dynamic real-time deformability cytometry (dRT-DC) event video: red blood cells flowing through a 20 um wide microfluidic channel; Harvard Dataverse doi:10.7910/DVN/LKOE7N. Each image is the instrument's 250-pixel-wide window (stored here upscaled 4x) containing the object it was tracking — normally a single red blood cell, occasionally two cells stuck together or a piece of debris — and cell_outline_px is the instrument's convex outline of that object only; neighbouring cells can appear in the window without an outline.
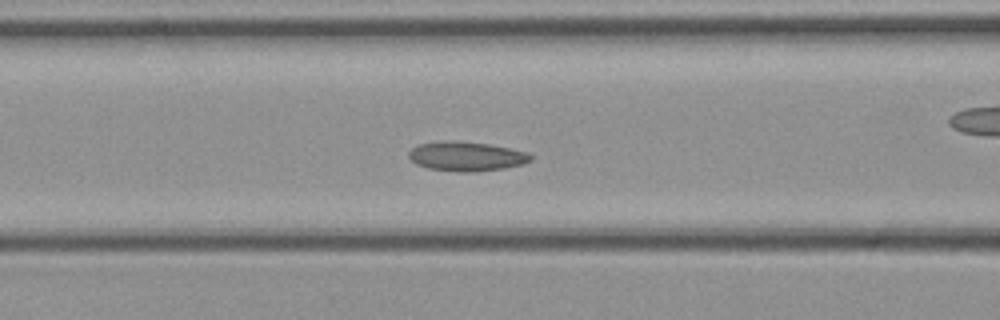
{"species": "common noctule bat (a hibernating species)", "species_latin": "Nyctalus noctula", "temperature_condition": "cold", "stored_images_in_passage": 37, "camera_frame_rate_fps": 3000, "um_per_image_px": 0.085, "animal": {"sex": "female", "body_mass_g": 21.9}, "frame": {"image": 1, "passage_image": 9, "time_ms": 2.667, "image_size_px": [1000, 320], "cell_outline_px": [[532, 160], [524, 164], [504, 168], [472, 172], [460, 172], [428, 168], [416, 164], [408, 156], [408, 152], [416, 144], [444, 140], [456, 140], [488, 144], [528, 152], [532, 156]], "centroid_in_image_um": [39.62, 13.28], "position_along_channel_um": 127.0, "area_um2": 21.04}}
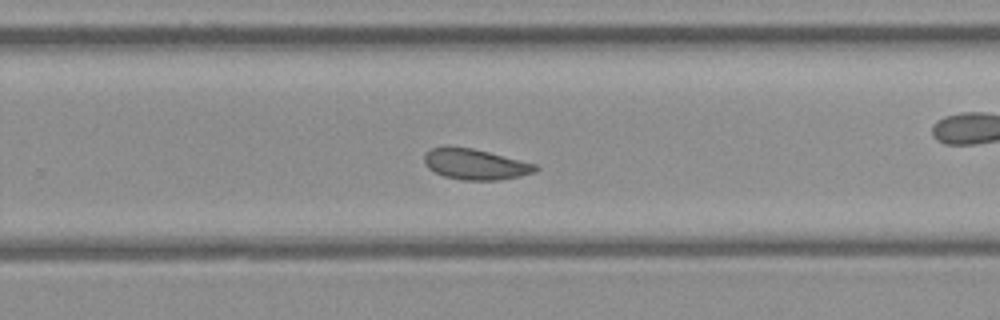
{"frame": {"image": 2, "passage_image": 20, "time_ms": 6.333, "image_size_px": [1000, 320], "cell_outline_px": [[540, 168], [536, 172], [520, 176], [500, 180], [464, 180], [444, 176], [428, 168], [424, 164], [424, 152], [432, 148], [444, 144], [448, 144], [472, 148], [536, 164]], "centroid_in_image_um": [40.36, 13.93], "position_along_channel_um": 289.4, "area_um2": 20.23}}
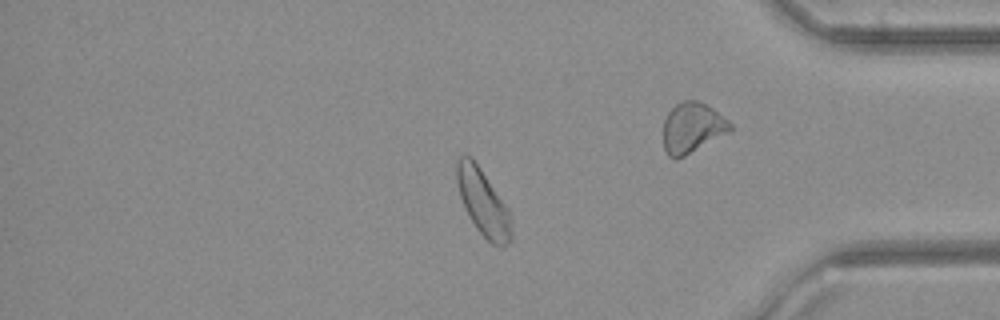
{"frame": {"image": 3, "passage_image": 29, "time_ms": 9.333, "image_size_px": [1000, 320], "cell_outline_px": [[512, 240], [508, 244], [500, 248], [492, 244], [476, 228], [464, 208], [460, 196], [456, 180], [456, 164], [460, 156], [468, 156], [480, 168], [508, 208], [512, 216]], "centroid_in_image_um": [41.09, 17.28], "position_along_channel_um": 394.1, "area_um2": 21.04}}